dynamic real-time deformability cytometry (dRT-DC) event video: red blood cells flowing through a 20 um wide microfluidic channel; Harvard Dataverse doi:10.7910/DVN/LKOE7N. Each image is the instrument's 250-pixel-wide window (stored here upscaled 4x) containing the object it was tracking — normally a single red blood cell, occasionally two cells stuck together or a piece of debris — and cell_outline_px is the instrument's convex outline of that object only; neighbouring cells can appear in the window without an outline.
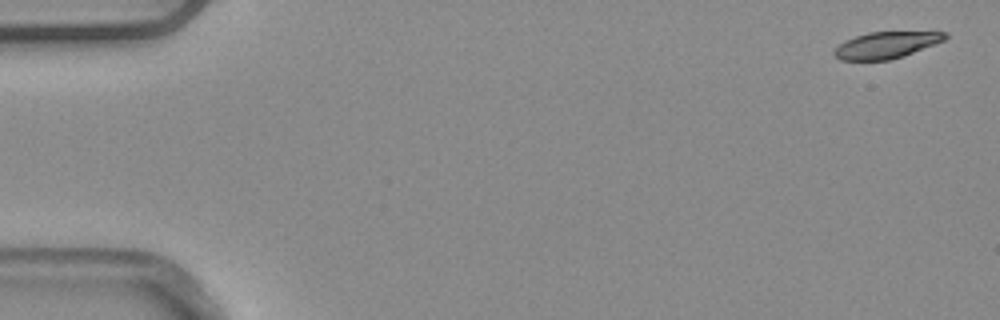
{"species": "common noctule bat (a hibernating species)", "species_latin": "Nyctalus noctula", "temperature_condition": "warm", "stored_images_in_passage": 3, "segment_of_instrument_passage": [2, 2], "camera_frame_rate_fps": 3000, "um_per_image_px": 0.085, "animal": {"sex": "male", "body_mass_g": 20.4}, "frame": {"image": 1, "passage_image": 3, "time_ms": 0.667, "image_size_px": [1000, 320], "cell_outline_px": [[948, 36], [944, 40], [904, 56], [888, 60], [840, 60], [832, 52], [844, 40], [868, 32], [948, 32]], "centroid_in_image_um": [75.31, 3.83], "position_along_channel_um": 9.7, "area_um2": 16.99}}